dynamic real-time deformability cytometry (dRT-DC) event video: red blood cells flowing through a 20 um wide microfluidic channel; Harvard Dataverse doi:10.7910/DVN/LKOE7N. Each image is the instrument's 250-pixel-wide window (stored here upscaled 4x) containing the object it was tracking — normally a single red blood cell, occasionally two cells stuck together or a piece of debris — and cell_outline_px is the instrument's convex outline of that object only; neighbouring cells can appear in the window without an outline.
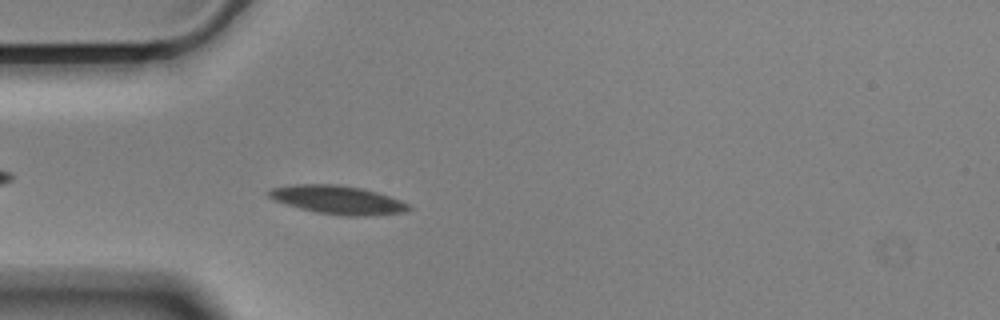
{"species": "Egyptian fruit bat (a non-hibernating species)", "species_latin": "Rousettus aegyptiacus", "temperature_condition": "cold", "stored_images_in_passage": 45, "camera_frame_rate_fps": 3000, "um_per_image_px": 0.085, "animal": {"sex": "male"}, "frame": {"image": 1, "passage_image": 4, "time_ms": 1.0, "image_size_px": [1000, 320], "cell_outline_px": [[412, 208], [404, 212], [364, 216], [348, 216], [316, 212], [300, 208], [272, 200], [264, 192], [272, 188], [296, 184], [336, 184], [360, 188], [376, 192], [400, 200], [408, 204]], "centroid_in_image_um": [28.66, 16.98], "position_along_channel_um": 56.3, "area_um2": 23.06}}
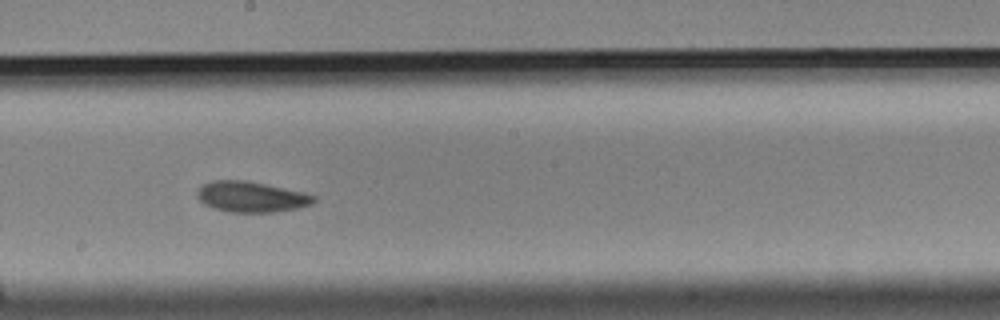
{"frame": {"image": 2, "passage_image": 19, "time_ms": 6.0, "image_size_px": [1000, 320], "cell_outline_px": [[316, 200], [312, 204], [296, 208], [276, 212], [228, 212], [212, 208], [204, 204], [196, 196], [196, 192], [204, 184], [212, 180], [248, 180], [304, 192], [316, 196]], "centroid_in_image_um": [21.35, 16.73], "position_along_channel_um": 226.8, "area_um2": 20.98}}
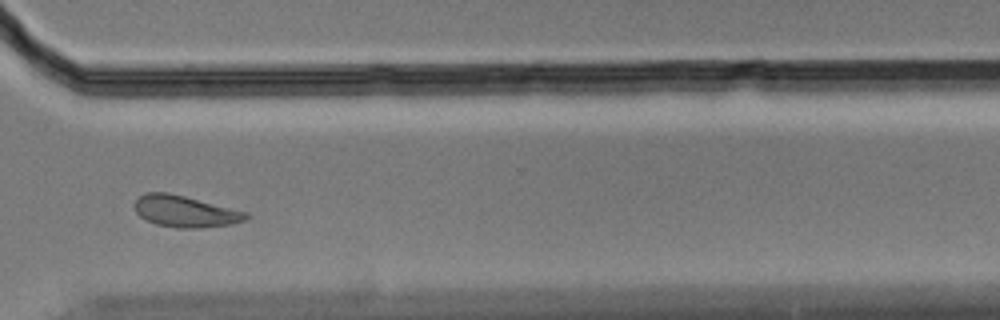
{"frame": {"image": 3, "passage_image": 30, "time_ms": 9.667, "image_size_px": [1000, 320], "cell_outline_px": [[252, 216], [248, 220], [232, 224], [204, 228], [176, 228], [156, 224], [144, 220], [136, 212], [132, 204], [144, 192], [168, 192], [248, 212]], "centroid_in_image_um": [15.75, 17.98], "position_along_channel_um": 354.9, "area_um2": 20.81}, "authors_computed_cell_mechanics": {"area_um2": 21.2704, "velocity_mm_per_s": 3.4956, "shape_relaxation_time_tau1_ms": 4.0554, "shape_relaxation_time_tau2_ms": 10.9792, "deformation_change_tau1": 0.0947, "deformation_change_tau2": 0.1571}}